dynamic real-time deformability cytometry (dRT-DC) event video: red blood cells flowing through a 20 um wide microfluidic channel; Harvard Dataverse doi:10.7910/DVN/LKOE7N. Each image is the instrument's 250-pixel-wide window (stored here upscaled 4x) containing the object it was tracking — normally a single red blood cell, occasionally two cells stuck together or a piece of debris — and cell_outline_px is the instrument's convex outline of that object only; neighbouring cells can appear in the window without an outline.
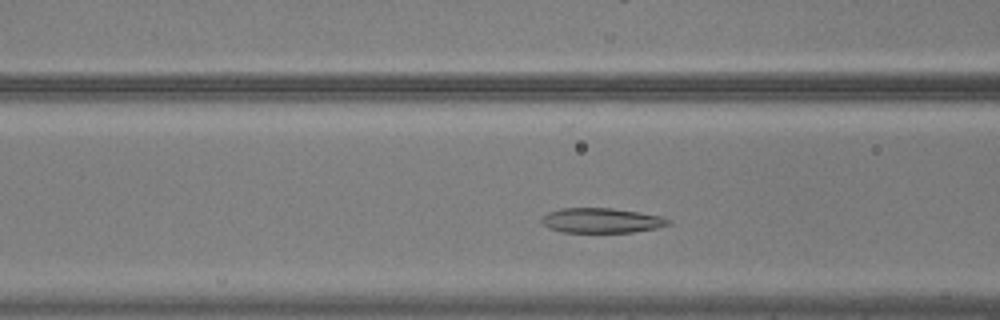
{"species": "common noctule bat (a hibernating species)", "species_latin": "Nyctalus noctula", "temperature_condition": "warm", "stored_images_in_passage": 37, "camera_frame_rate_fps": 3000, "um_per_image_px": 0.085, "animal": {"sex": "male", "body_mass_g": 20.5, "forearm_length_mm": 52.5}, "frame": {"image": 1, "passage_image": 10, "time_ms": 3.0, "image_size_px": [1000, 320], "cell_outline_px": [[672, 224], [656, 228], [632, 232], [560, 232], [548, 228], [540, 220], [548, 212], [564, 208], [612, 208], [640, 212], [660, 216], [672, 220]], "centroid_in_image_um": [51.15, 18.74], "position_along_channel_um": 115.4, "area_um2": 18.38}}
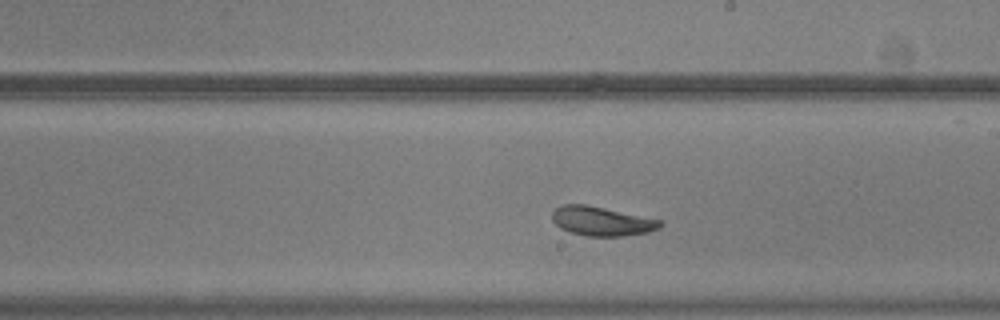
{"frame": {"image": 2, "passage_image": 20, "time_ms": 6.333, "image_size_px": [1000, 320], "cell_outline_px": [[664, 224], [660, 228], [648, 232], [624, 236], [584, 236], [560, 228], [552, 220], [552, 212], [560, 204], [584, 204], [664, 220]], "centroid_in_image_um": [51.17, 18.8], "position_along_channel_um": 237.8, "area_um2": 18.5}}
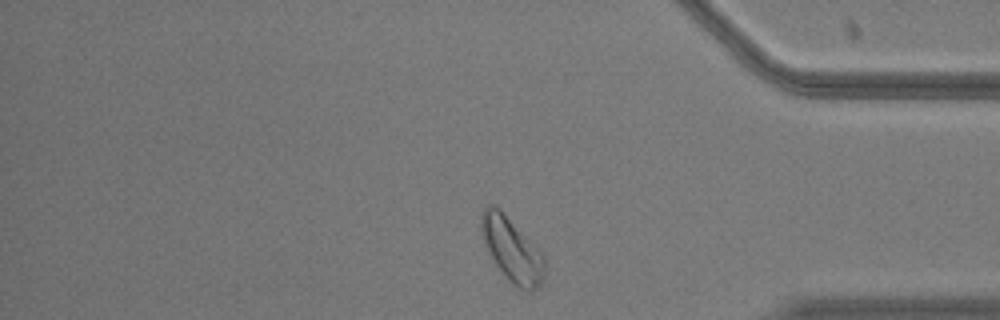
{"frame": {"image": 3, "passage_image": 34, "time_ms": 11.0, "image_size_px": [1000, 320], "cell_outline_px": [[544, 276], [540, 284], [536, 288], [528, 292], [512, 284], [496, 264], [488, 252], [480, 228], [480, 216], [484, 208], [488, 204], [492, 204], [500, 208], [544, 256]], "centroid_in_image_um": [43.48, 21.2], "position_along_channel_um": 391.7, "area_um2": 23.24}, "authors_computed_cell_mechanics": {"area_um2": 18.9584, "velocity_mm_per_s": 3.6775, "shape_relaxation_time_tau1_ms": 2.9587, "shape_relaxation_time_tau2_ms": null, "deformation_change_tau1": 0.1298, "deformation_change_tau2": null}}